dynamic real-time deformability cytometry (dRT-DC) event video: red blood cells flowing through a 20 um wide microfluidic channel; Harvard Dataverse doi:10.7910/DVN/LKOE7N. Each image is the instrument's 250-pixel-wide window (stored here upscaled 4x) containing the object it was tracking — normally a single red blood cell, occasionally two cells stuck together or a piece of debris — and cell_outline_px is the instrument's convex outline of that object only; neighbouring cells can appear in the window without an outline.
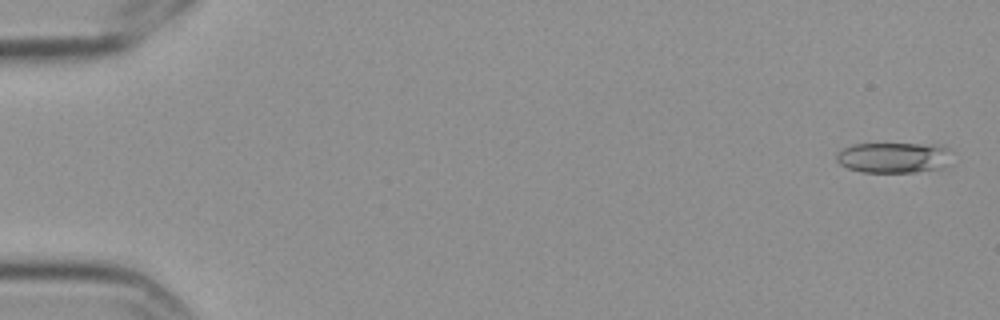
{"species": "Egyptian fruit bat (a non-hibernating species)", "species_latin": "Rousettus aegyptiacus", "temperature_condition": "cold", "stored_images_in_passage": 5, "camera_frame_rate_fps": 3000, "um_per_image_px": 0.085, "frame": {"image": 1, "passage_image": 1, "time_ms": 0.0, "image_size_px": [1000, 320], "cell_outline_px": [[952, 152], [944, 168], [916, 172], [860, 172], [848, 168], [840, 164], [836, 160], [836, 152], [844, 148], [856, 144], [944, 144]], "centroid_in_image_um": [75.99, 13.39], "position_along_channel_um": 9.0, "area_um2": 20.81}}
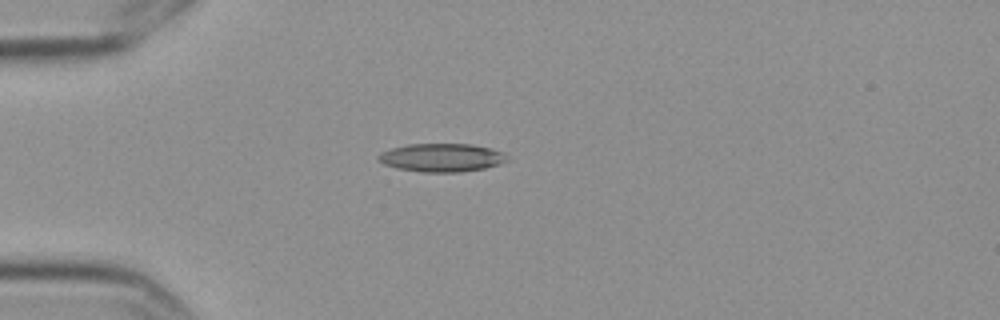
{"frame": {"image": 2, "passage_image": 5, "time_ms": 1.333, "image_size_px": [1000, 320], "cell_outline_px": [[508, 160], [500, 164], [484, 168], [460, 172], [420, 172], [396, 168], [384, 164], [376, 160], [376, 156], [380, 152], [392, 148], [408, 144], [472, 144], [492, 148], [504, 152], [508, 156]], "centroid_in_image_um": [37.54, 13.39], "position_along_channel_um": 47.5, "area_um2": 21.5}}